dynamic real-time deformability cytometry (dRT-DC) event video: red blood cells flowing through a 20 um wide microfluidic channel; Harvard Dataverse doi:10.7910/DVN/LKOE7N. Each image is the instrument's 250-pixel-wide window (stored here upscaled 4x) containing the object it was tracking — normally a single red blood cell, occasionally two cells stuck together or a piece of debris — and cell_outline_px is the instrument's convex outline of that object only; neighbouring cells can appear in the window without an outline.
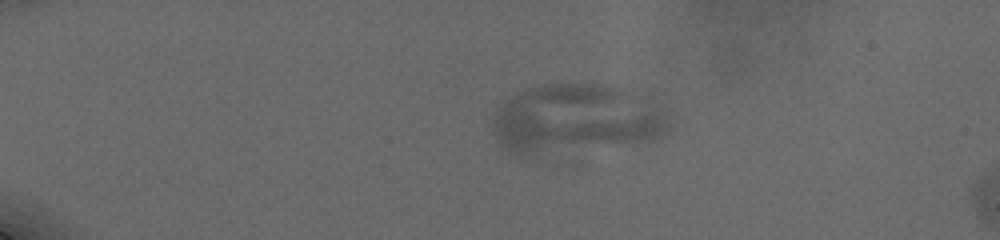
{"species": "human", "species_latin": "Homo sapiens", "temperature_condition": "cold", "stored_images_in_passage": 12, "camera_frame_rate_fps": 3000, "um_per_image_px": 0.085, "donor": {"sex": "male"}, "frame": {"image": 1, "passage_image": 8, "time_ms": 4.333, "image_size_px": [1000, 240], "cell_outline_px": [[668, 132], [664, 136], [656, 140], [520, 152], [508, 148], [500, 144], [492, 128], [492, 120], [496, 108], [504, 100], [528, 88], [552, 84], [596, 84], [616, 88], [648, 100], [664, 116], [668, 124]], "centroid_in_image_um": [48.9, 10.04], "position_along_channel_um": 36.1, "area_um2": 67.28}}